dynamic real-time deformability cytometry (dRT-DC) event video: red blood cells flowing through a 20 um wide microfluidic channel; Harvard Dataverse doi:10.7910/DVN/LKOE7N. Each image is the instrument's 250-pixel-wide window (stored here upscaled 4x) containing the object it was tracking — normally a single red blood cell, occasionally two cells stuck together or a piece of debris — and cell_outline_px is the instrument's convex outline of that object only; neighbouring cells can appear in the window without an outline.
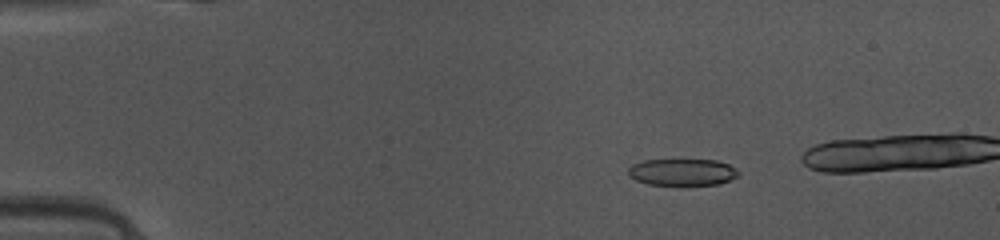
{"species": "common noctule bat (a hibernating species)", "species_latin": "Nyctalus noctula", "temperature_condition": "warm", "stored_images_in_passage": 15, "camera_frame_rate_fps": 3000, "um_per_image_px": 0.085, "animal": {"sex": "female", "body_mass_g": 10.0, "forearm_length_mm": 53.1}, "frame": {"image": 1, "passage_image": 9, "time_ms": 2.667, "image_size_px": [1000, 240], "cell_outline_px": [[740, 172], [736, 176], [720, 184], [648, 184], [636, 180], [628, 176], [628, 168], [632, 164], [644, 160], [716, 160], [728, 164], [736, 168]], "centroid_in_image_um": [57.97, 14.62], "position_along_channel_um": 27.0, "area_um2": 16.99}}